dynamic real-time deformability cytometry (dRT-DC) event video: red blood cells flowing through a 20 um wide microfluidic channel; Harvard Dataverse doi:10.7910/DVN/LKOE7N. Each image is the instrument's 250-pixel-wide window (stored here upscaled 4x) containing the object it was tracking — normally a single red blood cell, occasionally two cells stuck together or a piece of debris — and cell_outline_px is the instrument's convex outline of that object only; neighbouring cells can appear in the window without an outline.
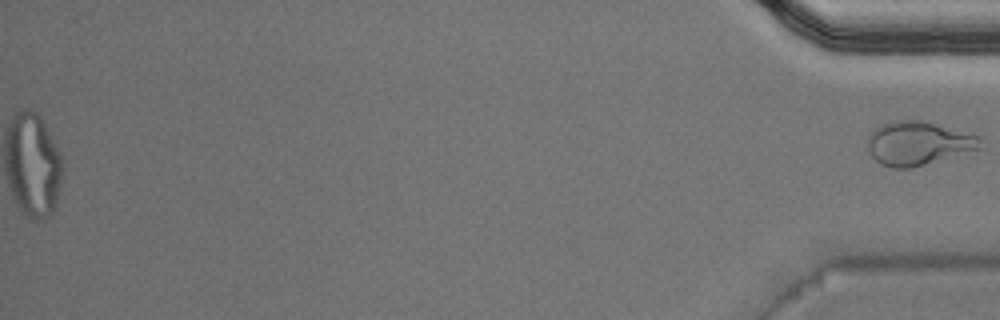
{"species": "Egyptian fruit bat (a non-hibernating species)", "species_latin": "Rousettus aegyptiacus", "temperature_condition": "warm", "stored_images_in_passage": 50, "camera_frame_rate_fps": 3000, "um_per_image_px": 0.085, "animal": {"sex": "male"}, "frame": {"image": 1, "passage_image": 50, "time_ms": 16.333, "image_size_px": [1000, 320], "cell_outline_px": [[984, 148], [912, 168], [892, 168], [880, 164], [868, 152], [868, 136], [880, 124], [892, 120], [924, 120], [984, 136]], "centroid_in_image_um": [78.13, 12.17], "position_along_channel_um": 357.1, "area_um2": 29.48}}